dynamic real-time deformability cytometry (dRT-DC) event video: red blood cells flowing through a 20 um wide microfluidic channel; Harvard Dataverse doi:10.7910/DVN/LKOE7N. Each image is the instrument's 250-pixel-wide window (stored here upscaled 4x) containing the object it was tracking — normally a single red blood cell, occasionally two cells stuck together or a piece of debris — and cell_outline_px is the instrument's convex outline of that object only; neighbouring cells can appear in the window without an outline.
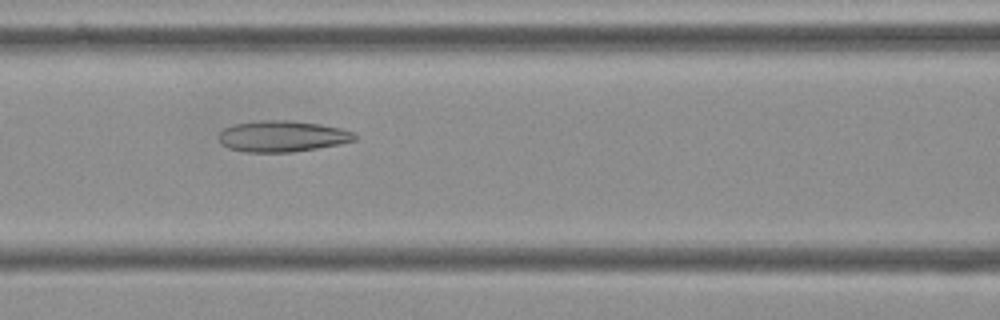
{"species": "Egyptian fruit bat (a non-hibernating species)", "species_latin": "Rousettus aegyptiacus", "temperature_condition": "cold", "stored_images_in_passage": 55, "camera_frame_rate_fps": 3000, "um_per_image_px": 0.085, "frame": {"image": 1, "passage_image": 23, "time_ms": 7.333, "image_size_px": [1000, 320], "cell_outline_px": [[356, 140], [340, 144], [316, 148], [288, 152], [244, 152], [228, 148], [220, 144], [220, 132], [224, 128], [232, 124], [260, 120], [288, 120], [320, 124], [340, 128], [356, 132]], "centroid_in_image_um": [23.99, 11.57], "position_along_channel_um": 142.6, "area_um2": 24.74}}
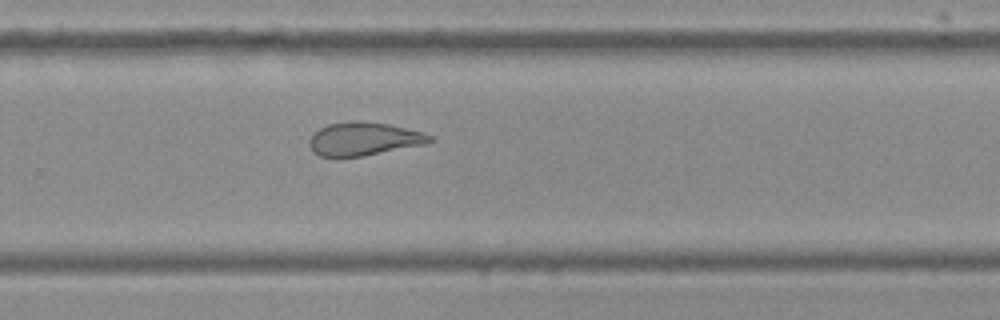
{"frame": {"image": 2, "passage_image": 36, "time_ms": 11.667, "image_size_px": [1000, 320], "cell_outline_px": [[432, 140], [424, 144], [364, 156], [336, 160], [320, 156], [312, 152], [308, 144], [308, 140], [320, 128], [328, 124], [388, 124], [424, 132], [432, 136]], "centroid_in_image_um": [30.87, 11.9], "position_along_channel_um": 298.9, "area_um2": 22.95}}
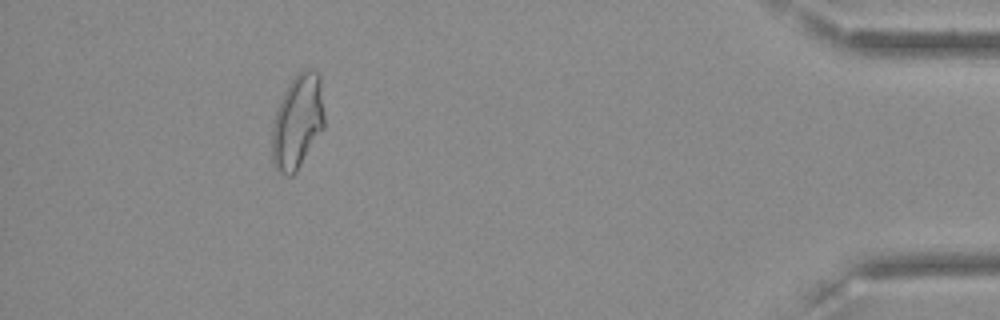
{"frame": {"image": 3, "passage_image": 50, "time_ms": 16.333, "image_size_px": [1000, 320], "cell_outline_px": [[324, 128], [296, 172], [292, 176], [284, 176], [272, 164], [272, 124], [280, 100], [288, 84], [296, 72], [304, 68], [312, 68], [320, 76], [324, 116]], "centroid_in_image_um": [25.28, 10.33], "position_along_channel_um": 409.9, "area_um2": 29.07}, "authors_computed_cell_mechanics": {"area_um2": 26.7614, "velocity_mm_per_s": 3.6118, "shape_relaxation_time_tau1_ms": null, "shape_relaxation_time_tau2_ms": 2.7319, "deformation_change_tau1": null, "deformation_change_tau2": 0.1035}}